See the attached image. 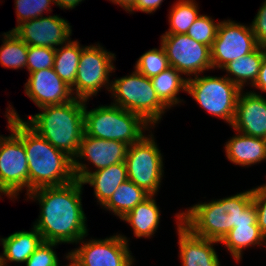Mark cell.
<instances>
[{"instance_id":"obj_1","label":"cell","mask_w":266,"mask_h":266,"mask_svg":"<svg viewBox=\"0 0 266 266\" xmlns=\"http://www.w3.org/2000/svg\"><path fill=\"white\" fill-rule=\"evenodd\" d=\"M82 190V182L75 179L60 186L37 188L27 194L29 199L38 200L41 207L33 226L43 241L76 244L88 235Z\"/></svg>"},{"instance_id":"obj_2","label":"cell","mask_w":266,"mask_h":266,"mask_svg":"<svg viewBox=\"0 0 266 266\" xmlns=\"http://www.w3.org/2000/svg\"><path fill=\"white\" fill-rule=\"evenodd\" d=\"M10 106L5 115L9 125L7 128L12 129L24 142L29 168V193L37 188L60 186L75 180L73 159L38 135Z\"/></svg>"},{"instance_id":"obj_3","label":"cell","mask_w":266,"mask_h":266,"mask_svg":"<svg viewBox=\"0 0 266 266\" xmlns=\"http://www.w3.org/2000/svg\"><path fill=\"white\" fill-rule=\"evenodd\" d=\"M181 222L195 235L221 241L237 224H257L252 189L209 203H198L181 212Z\"/></svg>"},{"instance_id":"obj_4","label":"cell","mask_w":266,"mask_h":266,"mask_svg":"<svg viewBox=\"0 0 266 266\" xmlns=\"http://www.w3.org/2000/svg\"><path fill=\"white\" fill-rule=\"evenodd\" d=\"M40 109L42 113L31 115L28 117L29 121L24 122L56 149L74 159L85 134V101L74 98L64 104L44 106Z\"/></svg>"},{"instance_id":"obj_5","label":"cell","mask_w":266,"mask_h":266,"mask_svg":"<svg viewBox=\"0 0 266 266\" xmlns=\"http://www.w3.org/2000/svg\"><path fill=\"white\" fill-rule=\"evenodd\" d=\"M86 104L87 101H85L84 128L88 136L132 145L144 136L143 130L151 126L140 115L119 106L101 105L88 111Z\"/></svg>"},{"instance_id":"obj_6","label":"cell","mask_w":266,"mask_h":266,"mask_svg":"<svg viewBox=\"0 0 266 266\" xmlns=\"http://www.w3.org/2000/svg\"><path fill=\"white\" fill-rule=\"evenodd\" d=\"M113 105L140 115L150 125H156L168 108L158 98L150 78L138 71L111 81Z\"/></svg>"},{"instance_id":"obj_7","label":"cell","mask_w":266,"mask_h":266,"mask_svg":"<svg viewBox=\"0 0 266 266\" xmlns=\"http://www.w3.org/2000/svg\"><path fill=\"white\" fill-rule=\"evenodd\" d=\"M241 89L226 76L188 77L187 91L207 112L232 125Z\"/></svg>"},{"instance_id":"obj_8","label":"cell","mask_w":266,"mask_h":266,"mask_svg":"<svg viewBox=\"0 0 266 266\" xmlns=\"http://www.w3.org/2000/svg\"><path fill=\"white\" fill-rule=\"evenodd\" d=\"M162 156L152 134L129 145L125 158L128 179L148 194H157L164 172Z\"/></svg>"},{"instance_id":"obj_9","label":"cell","mask_w":266,"mask_h":266,"mask_svg":"<svg viewBox=\"0 0 266 266\" xmlns=\"http://www.w3.org/2000/svg\"><path fill=\"white\" fill-rule=\"evenodd\" d=\"M115 56L99 43L96 46H84L79 59L76 80L71 87L73 96L88 101L98 93L101 87L107 86L106 89H110L109 73L115 70L113 65Z\"/></svg>"},{"instance_id":"obj_10","label":"cell","mask_w":266,"mask_h":266,"mask_svg":"<svg viewBox=\"0 0 266 266\" xmlns=\"http://www.w3.org/2000/svg\"><path fill=\"white\" fill-rule=\"evenodd\" d=\"M10 131V136L0 135V194L14 199L25 187L29 194V168L24 142Z\"/></svg>"},{"instance_id":"obj_11","label":"cell","mask_w":266,"mask_h":266,"mask_svg":"<svg viewBox=\"0 0 266 266\" xmlns=\"http://www.w3.org/2000/svg\"><path fill=\"white\" fill-rule=\"evenodd\" d=\"M83 237L82 245L68 252L69 258L78 266H133V257L129 251L128 240L117 234L105 239H90Z\"/></svg>"},{"instance_id":"obj_12","label":"cell","mask_w":266,"mask_h":266,"mask_svg":"<svg viewBox=\"0 0 266 266\" xmlns=\"http://www.w3.org/2000/svg\"><path fill=\"white\" fill-rule=\"evenodd\" d=\"M160 44L166 52L170 67L186 76H196L213 69L210 47L187 34H163Z\"/></svg>"},{"instance_id":"obj_13","label":"cell","mask_w":266,"mask_h":266,"mask_svg":"<svg viewBox=\"0 0 266 266\" xmlns=\"http://www.w3.org/2000/svg\"><path fill=\"white\" fill-rule=\"evenodd\" d=\"M251 25L221 21L217 36L210 48L212 68L222 69L230 61L245 56L258 47Z\"/></svg>"},{"instance_id":"obj_14","label":"cell","mask_w":266,"mask_h":266,"mask_svg":"<svg viewBox=\"0 0 266 266\" xmlns=\"http://www.w3.org/2000/svg\"><path fill=\"white\" fill-rule=\"evenodd\" d=\"M72 26L58 15L41 16L15 26L12 31L28 46L51 47L68 43Z\"/></svg>"},{"instance_id":"obj_15","label":"cell","mask_w":266,"mask_h":266,"mask_svg":"<svg viewBox=\"0 0 266 266\" xmlns=\"http://www.w3.org/2000/svg\"><path fill=\"white\" fill-rule=\"evenodd\" d=\"M25 94L39 108L60 105L73 100L72 90L54 71V68L29 73Z\"/></svg>"},{"instance_id":"obj_16","label":"cell","mask_w":266,"mask_h":266,"mask_svg":"<svg viewBox=\"0 0 266 266\" xmlns=\"http://www.w3.org/2000/svg\"><path fill=\"white\" fill-rule=\"evenodd\" d=\"M79 159H73V171L75 178L82 184H90L94 188L97 202L103 206L116 191L119 185L128 180L125 162L112 164L106 168L90 171Z\"/></svg>"},{"instance_id":"obj_17","label":"cell","mask_w":266,"mask_h":266,"mask_svg":"<svg viewBox=\"0 0 266 266\" xmlns=\"http://www.w3.org/2000/svg\"><path fill=\"white\" fill-rule=\"evenodd\" d=\"M231 126L237 132L266 140V98L254 91L241 90Z\"/></svg>"},{"instance_id":"obj_18","label":"cell","mask_w":266,"mask_h":266,"mask_svg":"<svg viewBox=\"0 0 266 266\" xmlns=\"http://www.w3.org/2000/svg\"><path fill=\"white\" fill-rule=\"evenodd\" d=\"M176 218L182 266H220L218 255L213 247V244L219 243V241L195 235L181 222L180 212Z\"/></svg>"},{"instance_id":"obj_19","label":"cell","mask_w":266,"mask_h":266,"mask_svg":"<svg viewBox=\"0 0 266 266\" xmlns=\"http://www.w3.org/2000/svg\"><path fill=\"white\" fill-rule=\"evenodd\" d=\"M128 148V144L117 140H104L84 134L74 159L88 160L99 170L125 162Z\"/></svg>"},{"instance_id":"obj_20","label":"cell","mask_w":266,"mask_h":266,"mask_svg":"<svg viewBox=\"0 0 266 266\" xmlns=\"http://www.w3.org/2000/svg\"><path fill=\"white\" fill-rule=\"evenodd\" d=\"M226 157L239 166H251L266 160V140L238 132L225 145Z\"/></svg>"},{"instance_id":"obj_21","label":"cell","mask_w":266,"mask_h":266,"mask_svg":"<svg viewBox=\"0 0 266 266\" xmlns=\"http://www.w3.org/2000/svg\"><path fill=\"white\" fill-rule=\"evenodd\" d=\"M0 240L3 246L0 266H7L9 261L25 263L43 241L41 234L34 226L32 231H17Z\"/></svg>"},{"instance_id":"obj_22","label":"cell","mask_w":266,"mask_h":266,"mask_svg":"<svg viewBox=\"0 0 266 266\" xmlns=\"http://www.w3.org/2000/svg\"><path fill=\"white\" fill-rule=\"evenodd\" d=\"M155 201L154 195H150L121 219L131 226L134 235L138 238L152 237L159 227L161 213Z\"/></svg>"},{"instance_id":"obj_23","label":"cell","mask_w":266,"mask_h":266,"mask_svg":"<svg viewBox=\"0 0 266 266\" xmlns=\"http://www.w3.org/2000/svg\"><path fill=\"white\" fill-rule=\"evenodd\" d=\"M265 55L266 48L264 46H258L251 53L230 61L222 69L226 70L229 74V76H225L243 90L244 84L248 81L251 82V86L255 83Z\"/></svg>"},{"instance_id":"obj_24","label":"cell","mask_w":266,"mask_h":266,"mask_svg":"<svg viewBox=\"0 0 266 266\" xmlns=\"http://www.w3.org/2000/svg\"><path fill=\"white\" fill-rule=\"evenodd\" d=\"M178 70L169 67L157 76L150 78L152 86L160 101L170 109L173 105H179L182 100L177 98L180 91H187V80Z\"/></svg>"},{"instance_id":"obj_25","label":"cell","mask_w":266,"mask_h":266,"mask_svg":"<svg viewBox=\"0 0 266 266\" xmlns=\"http://www.w3.org/2000/svg\"><path fill=\"white\" fill-rule=\"evenodd\" d=\"M229 250L236 261H241L243 249L249 246L266 245V239L261 234L258 224H237L220 241Z\"/></svg>"},{"instance_id":"obj_26","label":"cell","mask_w":266,"mask_h":266,"mask_svg":"<svg viewBox=\"0 0 266 266\" xmlns=\"http://www.w3.org/2000/svg\"><path fill=\"white\" fill-rule=\"evenodd\" d=\"M149 196L150 194L144 189L128 179L119 185L111 198L102 207L112 211V213L122 219L138 203L143 202Z\"/></svg>"},{"instance_id":"obj_27","label":"cell","mask_w":266,"mask_h":266,"mask_svg":"<svg viewBox=\"0 0 266 266\" xmlns=\"http://www.w3.org/2000/svg\"><path fill=\"white\" fill-rule=\"evenodd\" d=\"M83 46L76 40H70L68 43L55 49L54 71L70 87L76 80L79 59Z\"/></svg>"},{"instance_id":"obj_28","label":"cell","mask_w":266,"mask_h":266,"mask_svg":"<svg viewBox=\"0 0 266 266\" xmlns=\"http://www.w3.org/2000/svg\"><path fill=\"white\" fill-rule=\"evenodd\" d=\"M0 47V64L3 67L25 68L28 60V45L12 31L4 32Z\"/></svg>"},{"instance_id":"obj_29","label":"cell","mask_w":266,"mask_h":266,"mask_svg":"<svg viewBox=\"0 0 266 266\" xmlns=\"http://www.w3.org/2000/svg\"><path fill=\"white\" fill-rule=\"evenodd\" d=\"M194 0H179L169 12L170 28L165 34H186L193 22L200 16Z\"/></svg>"},{"instance_id":"obj_30","label":"cell","mask_w":266,"mask_h":266,"mask_svg":"<svg viewBox=\"0 0 266 266\" xmlns=\"http://www.w3.org/2000/svg\"><path fill=\"white\" fill-rule=\"evenodd\" d=\"M170 67L166 52L163 46L160 49L154 48L142 54L136 61L135 70L148 78L157 76Z\"/></svg>"},{"instance_id":"obj_31","label":"cell","mask_w":266,"mask_h":266,"mask_svg":"<svg viewBox=\"0 0 266 266\" xmlns=\"http://www.w3.org/2000/svg\"><path fill=\"white\" fill-rule=\"evenodd\" d=\"M220 22L207 15H200L187 31V35L195 41L205 44L211 48L216 36Z\"/></svg>"},{"instance_id":"obj_32","label":"cell","mask_w":266,"mask_h":266,"mask_svg":"<svg viewBox=\"0 0 266 266\" xmlns=\"http://www.w3.org/2000/svg\"><path fill=\"white\" fill-rule=\"evenodd\" d=\"M54 0H15L17 26L25 21L43 16V12L52 11L50 4Z\"/></svg>"},{"instance_id":"obj_33","label":"cell","mask_w":266,"mask_h":266,"mask_svg":"<svg viewBox=\"0 0 266 266\" xmlns=\"http://www.w3.org/2000/svg\"><path fill=\"white\" fill-rule=\"evenodd\" d=\"M28 60L26 68L29 73L53 68L55 49L51 47L28 46Z\"/></svg>"},{"instance_id":"obj_34","label":"cell","mask_w":266,"mask_h":266,"mask_svg":"<svg viewBox=\"0 0 266 266\" xmlns=\"http://www.w3.org/2000/svg\"><path fill=\"white\" fill-rule=\"evenodd\" d=\"M57 245L59 243L42 241L25 262L26 266H59L58 257L53 249Z\"/></svg>"},{"instance_id":"obj_35","label":"cell","mask_w":266,"mask_h":266,"mask_svg":"<svg viewBox=\"0 0 266 266\" xmlns=\"http://www.w3.org/2000/svg\"><path fill=\"white\" fill-rule=\"evenodd\" d=\"M252 201L257 211V224L266 239V184L252 189Z\"/></svg>"},{"instance_id":"obj_36","label":"cell","mask_w":266,"mask_h":266,"mask_svg":"<svg viewBox=\"0 0 266 266\" xmlns=\"http://www.w3.org/2000/svg\"><path fill=\"white\" fill-rule=\"evenodd\" d=\"M251 28L259 46H266V0L252 21Z\"/></svg>"},{"instance_id":"obj_37","label":"cell","mask_w":266,"mask_h":266,"mask_svg":"<svg viewBox=\"0 0 266 266\" xmlns=\"http://www.w3.org/2000/svg\"><path fill=\"white\" fill-rule=\"evenodd\" d=\"M163 0H136L133 9L130 13L136 11H142L145 13H152L155 12L161 5Z\"/></svg>"},{"instance_id":"obj_38","label":"cell","mask_w":266,"mask_h":266,"mask_svg":"<svg viewBox=\"0 0 266 266\" xmlns=\"http://www.w3.org/2000/svg\"><path fill=\"white\" fill-rule=\"evenodd\" d=\"M252 87H256L257 89H260L261 92L262 91L266 92V55L264 56L262 60L260 71Z\"/></svg>"},{"instance_id":"obj_39","label":"cell","mask_w":266,"mask_h":266,"mask_svg":"<svg viewBox=\"0 0 266 266\" xmlns=\"http://www.w3.org/2000/svg\"><path fill=\"white\" fill-rule=\"evenodd\" d=\"M82 1L84 0H54L55 5L63 9H73Z\"/></svg>"},{"instance_id":"obj_40","label":"cell","mask_w":266,"mask_h":266,"mask_svg":"<svg viewBox=\"0 0 266 266\" xmlns=\"http://www.w3.org/2000/svg\"><path fill=\"white\" fill-rule=\"evenodd\" d=\"M114 4H118L119 6L123 7L125 11L130 12L134 5L136 0H109Z\"/></svg>"},{"instance_id":"obj_41","label":"cell","mask_w":266,"mask_h":266,"mask_svg":"<svg viewBox=\"0 0 266 266\" xmlns=\"http://www.w3.org/2000/svg\"><path fill=\"white\" fill-rule=\"evenodd\" d=\"M66 258H67V260L70 261L69 265H66V266H78L76 263H74V262L69 258V254H66Z\"/></svg>"}]
</instances>
